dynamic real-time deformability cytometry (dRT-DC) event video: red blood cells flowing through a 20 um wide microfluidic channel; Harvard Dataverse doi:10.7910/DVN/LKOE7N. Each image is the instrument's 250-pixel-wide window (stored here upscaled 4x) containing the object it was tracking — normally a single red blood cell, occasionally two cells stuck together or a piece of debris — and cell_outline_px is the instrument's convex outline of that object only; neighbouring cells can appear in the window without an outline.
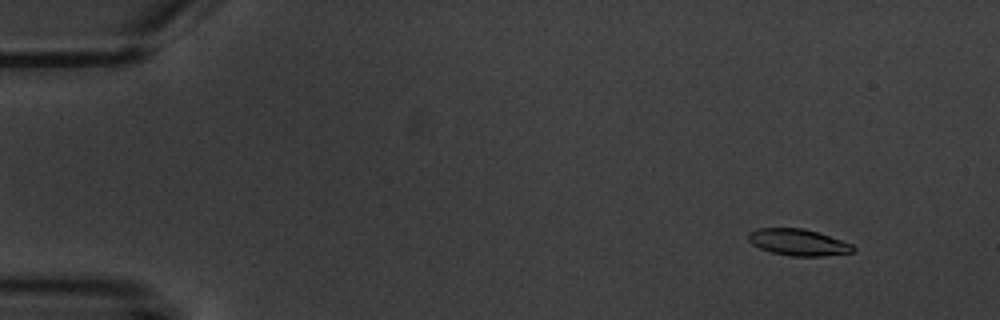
{"species": "common noctule bat (a hibernating species)", "species_latin": "Nyctalus noctula", "temperature_condition": "warm", "stored_images_in_passage": 6, "camera_frame_rate_fps": 3000, "um_per_image_px": 0.085, "animal": {"sex": "male", "body_mass_g": 20.1, "forearm_length_mm": 53.5}, "frame": {"image": 1, "passage_image": 2, "time_ms": 1.0, "image_size_px": [1000, 320], "cell_outline_px": [[856, 248], [852, 252], [824, 256], [792, 256], [772, 252], [760, 248], [752, 244], [748, 240], [748, 232], [756, 228], [804, 228], [852, 244]], "centroid_in_image_um": [67.81, 20.59], "position_along_channel_um": 17.2, "area_um2": 16.07}}
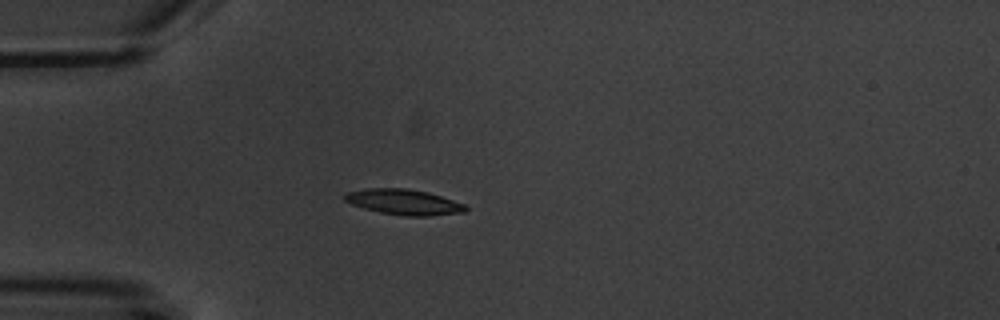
{"frame": {"image": 2, "passage_image": 5, "time_ms": 4.667, "image_size_px": [1000, 320], "cell_outline_px": [[468, 208], [464, 212], [428, 216], [404, 216], [380, 212], [364, 208], [352, 204], [344, 200], [344, 192], [368, 188], [408, 188], [428, 192], [464, 204]], "centroid_in_image_um": [34.3, 17.16], "position_along_channel_um": 50.7, "area_um2": 17.92}}